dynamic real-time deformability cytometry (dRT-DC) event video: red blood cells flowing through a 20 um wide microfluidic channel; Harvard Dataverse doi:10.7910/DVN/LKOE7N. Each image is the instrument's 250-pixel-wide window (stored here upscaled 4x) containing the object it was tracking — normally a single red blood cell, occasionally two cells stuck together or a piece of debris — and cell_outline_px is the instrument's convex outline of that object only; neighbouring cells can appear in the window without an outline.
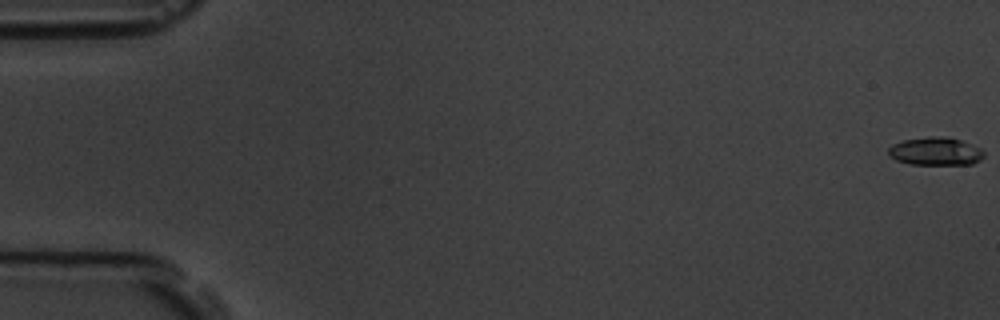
{"species": "common noctule bat (a hibernating species)", "species_latin": "Nyctalus noctula", "temperature_condition": "room temperature", "stored_images_in_passage": 59, "camera_frame_rate_fps": 3000, "um_per_image_px": 0.085, "animal": {"sex": "male", "body_mass_g": 19.5, "forearm_length_mm": 54.6}, "frame": {"image": 1, "passage_image": 1, "time_ms": 0.0, "image_size_px": [1000, 320], "cell_outline_px": [[984, 156], [980, 160], [972, 164], [908, 164], [896, 160], [888, 156], [888, 148], [892, 144], [904, 140], [928, 136], [948, 136], [960, 140], [980, 148], [984, 152]], "centroid_in_image_um": [79.49, 12.86], "position_along_channel_um": 5.5, "area_um2": 15.72}}
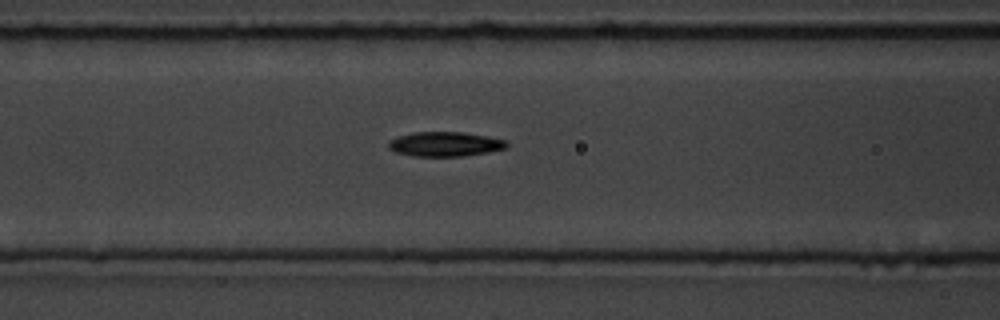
{"frame": {"image": 2, "passage_image": 25, "time_ms": 8.0, "image_size_px": [1000, 320], "cell_outline_px": [[508, 148], [488, 152], [460, 156], [412, 156], [396, 152], [388, 148], [388, 140], [396, 136], [416, 132], [464, 132], [508, 140]], "centroid_in_image_um": [37.82, 12.24], "position_along_channel_um": 128.8, "area_um2": 17.05}}
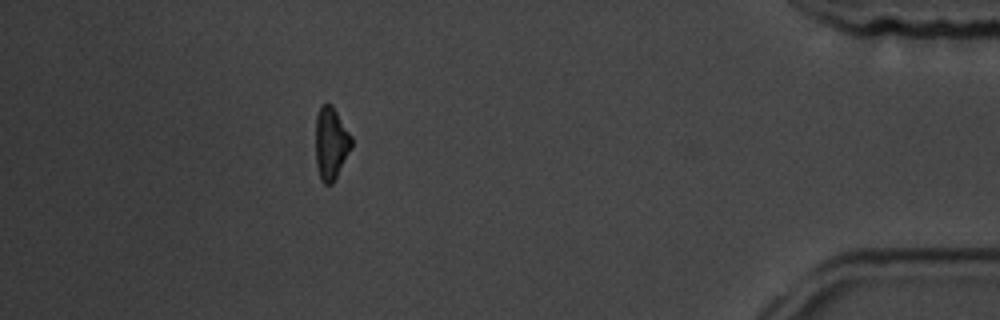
{"frame": {"image": 3, "passage_image": 53, "time_ms": 17.333, "image_size_px": [1000, 320], "cell_outline_px": [[352, 148], [332, 184], [324, 184], [320, 180], [316, 164], [316, 116], [320, 104], [332, 104], [352, 136]], "centroid_in_image_um": [28.13, 12.17], "position_along_channel_um": 407.1, "area_um2": 15.32}, "authors_computed_cell_mechanics": {"area_um2": 15.9528, "velocity_mm_per_s": 3.5353, "shape_relaxation_time_tau1_ms": 3.389, "shape_relaxation_time_tau2_ms": null, "deformation_change_tau1": 0.1248, "deformation_change_tau2": null}}